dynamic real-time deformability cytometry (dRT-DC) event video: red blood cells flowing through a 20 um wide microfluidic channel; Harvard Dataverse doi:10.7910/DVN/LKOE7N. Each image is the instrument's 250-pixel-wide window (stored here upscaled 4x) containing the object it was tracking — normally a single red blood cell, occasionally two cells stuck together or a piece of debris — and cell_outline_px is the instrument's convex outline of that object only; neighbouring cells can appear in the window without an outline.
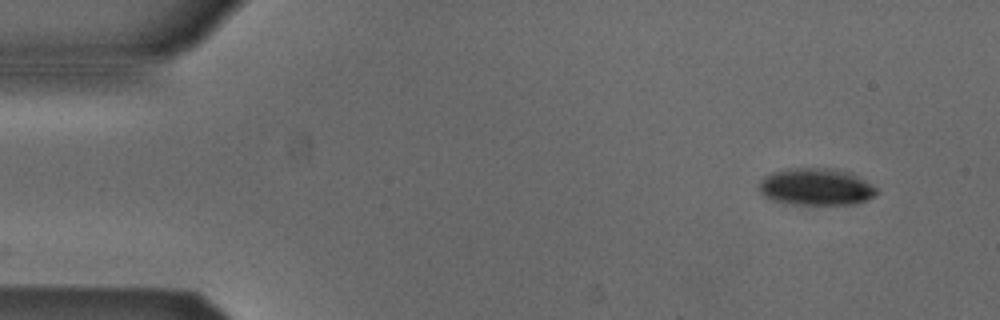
{"species": "Egyptian fruit bat (a non-hibernating species)", "species_latin": "Rousettus aegyptiacus", "temperature_condition": "cold", "stored_images_in_passage": 49, "camera_frame_rate_fps": 3000, "um_per_image_px": 0.085, "animal": {"sex": "male"}, "frame": {"image": 1, "passage_image": 1, "time_ms": 0.0, "image_size_px": [1000, 320], "cell_outline_px": [[880, 192], [856, 204], [792, 204], [772, 200], [764, 196], [756, 188], [760, 180], [764, 176], [772, 172], [788, 168], [836, 168], [852, 172], [876, 188]], "centroid_in_image_um": [69.32, 15.86], "position_along_channel_um": 15.7, "area_um2": 25.61}}
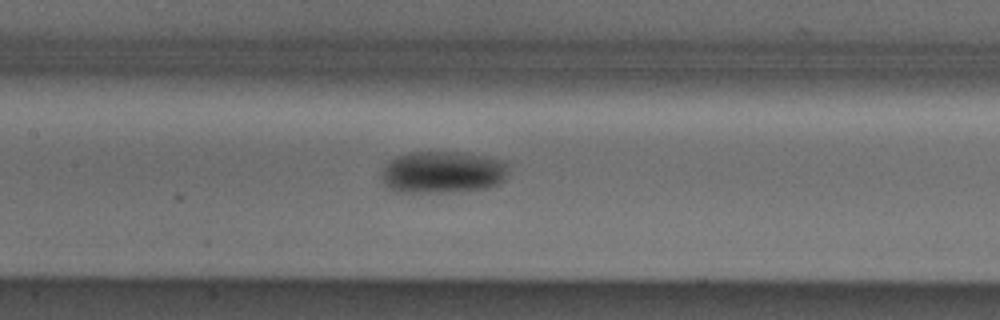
{"frame": {"image": 2, "passage_image": 21, "time_ms": 6.667, "image_size_px": [1000, 320], "cell_outline_px": [[504, 180], [488, 188], [444, 192], [396, 192], [388, 188], [380, 180], [380, 172], [384, 164], [388, 160], [396, 156], [408, 152], [460, 152], [484, 156], [500, 160], [504, 164]], "centroid_in_image_um": [37.48, 14.64], "position_along_channel_um": 169.9, "area_um2": 31.1}}
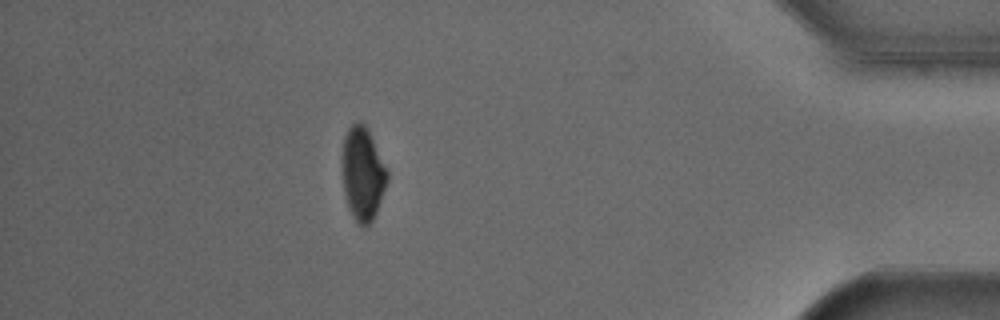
{"frame": {"image": 3, "passage_image": 43, "time_ms": 14.0, "image_size_px": [1000, 320], "cell_outline_px": [[388, 180], [376, 212], [372, 220], [364, 228], [352, 216], [348, 208], [344, 192], [340, 160], [344, 136], [348, 128], [352, 124], [360, 120], [364, 124], [388, 172]], "centroid_in_image_um": [30.78, 14.77], "position_along_channel_um": 404.4, "area_um2": 24.45}, "authors_computed_cell_mechanics": {"area_um2": 27.5706, "velocity_mm_per_s": 3.8781, "shape_relaxation_time_tau1_ms": 4.2518, "shape_relaxation_time_tau2_ms": null, "deformation_change_tau1": 0.1063, "deformation_change_tau2": null}}